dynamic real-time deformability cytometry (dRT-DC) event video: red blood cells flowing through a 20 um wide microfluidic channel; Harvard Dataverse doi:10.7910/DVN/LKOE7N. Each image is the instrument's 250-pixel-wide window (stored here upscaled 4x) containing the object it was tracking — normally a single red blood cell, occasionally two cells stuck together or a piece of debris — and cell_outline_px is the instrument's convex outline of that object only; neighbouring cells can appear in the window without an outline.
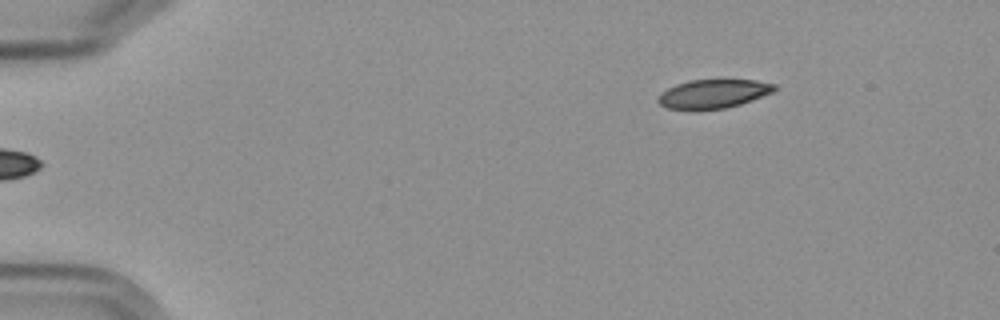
{"species": "Egyptian fruit bat (a non-hibernating species)", "species_latin": "Rousettus aegyptiacus", "temperature_condition": "cold", "stored_images_in_passage": 4, "segment_of_instrument_passage": [2, 2], "camera_frame_rate_fps": 3000, "um_per_image_px": 0.085, "frame": {"image": 1, "passage_image": 4, "time_ms": 3.333, "image_size_px": [1000, 320], "cell_outline_px": [[776, 88], [772, 92], [752, 100], [740, 104], [724, 108], [668, 108], [660, 104], [656, 100], [668, 88], [676, 84], [688, 80], [756, 80], [776, 84]], "centroid_in_image_um": [60.67, 7.94], "position_along_channel_um": 24.3, "area_um2": 18.96}}